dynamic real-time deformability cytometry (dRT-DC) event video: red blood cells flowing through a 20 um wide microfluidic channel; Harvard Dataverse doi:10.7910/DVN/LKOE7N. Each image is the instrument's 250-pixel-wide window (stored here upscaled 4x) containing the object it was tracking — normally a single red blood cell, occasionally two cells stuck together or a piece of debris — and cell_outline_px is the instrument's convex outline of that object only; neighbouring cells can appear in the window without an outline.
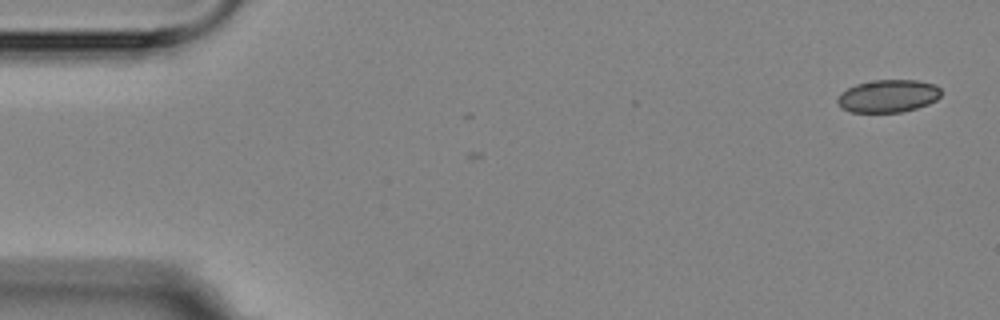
{"species": "Egyptian fruit bat (a non-hibernating species)", "species_latin": "Rousettus aegyptiacus", "temperature_condition": "room temperature", "stored_images_in_passage": 14, "segment_of_instrument_passage": [1, 2], "camera_frame_rate_fps": 3000, "um_per_image_px": 0.085, "animal": {"sex": "female"}, "frame": {"image": 1, "passage_image": 1, "time_ms": 0.0, "image_size_px": [1000, 320], "cell_outline_px": [[940, 96], [936, 100], [928, 104], [916, 108], [900, 112], [852, 112], [840, 108], [836, 100], [840, 92], [856, 84], [872, 80], [916, 80], [936, 84], [940, 88]], "centroid_in_image_um": [75.47, 8.16], "position_along_channel_um": 9.5, "area_um2": 19.83}}
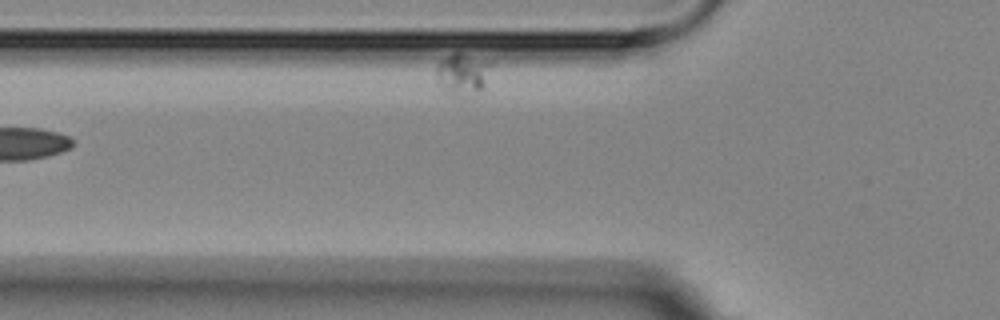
{"frame": {"image": 2, "passage_image": 7, "time_ms": 6.667, "image_size_px": [1000, 320], "cell_outline_px": [[492, 64], [484, 84], [476, 92], [460, 96], [448, 96], [444, 92], [436, 76], [436, 64], [440, 60], [452, 52], [460, 52], [492, 60]], "centroid_in_image_um": [39.29, 6.24], "position_along_channel_um": 86.5, "area_um2": 13.53}}
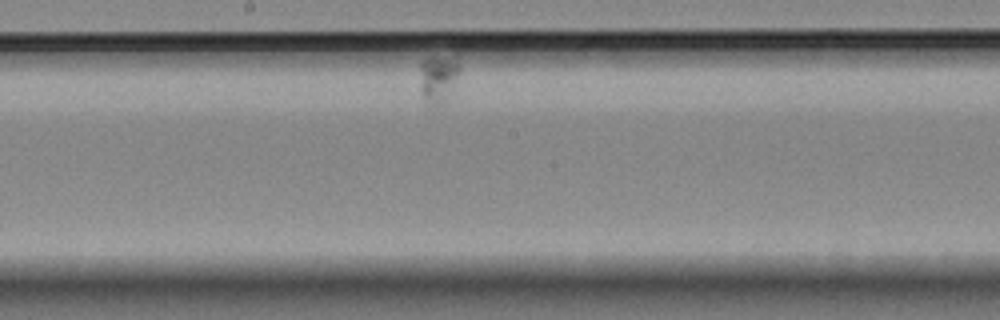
{"frame": {"image": 3, "passage_image": 12, "time_ms": 12.667, "image_size_px": [1000, 320], "cell_outline_px": [[460, 72], [448, 100], [444, 104], [432, 104], [424, 100], [420, 68], [420, 64], [424, 60], [456, 52], [460, 64]], "centroid_in_image_um": [37.36, 6.6], "position_along_channel_um": 210.8, "area_um2": 11.33}}